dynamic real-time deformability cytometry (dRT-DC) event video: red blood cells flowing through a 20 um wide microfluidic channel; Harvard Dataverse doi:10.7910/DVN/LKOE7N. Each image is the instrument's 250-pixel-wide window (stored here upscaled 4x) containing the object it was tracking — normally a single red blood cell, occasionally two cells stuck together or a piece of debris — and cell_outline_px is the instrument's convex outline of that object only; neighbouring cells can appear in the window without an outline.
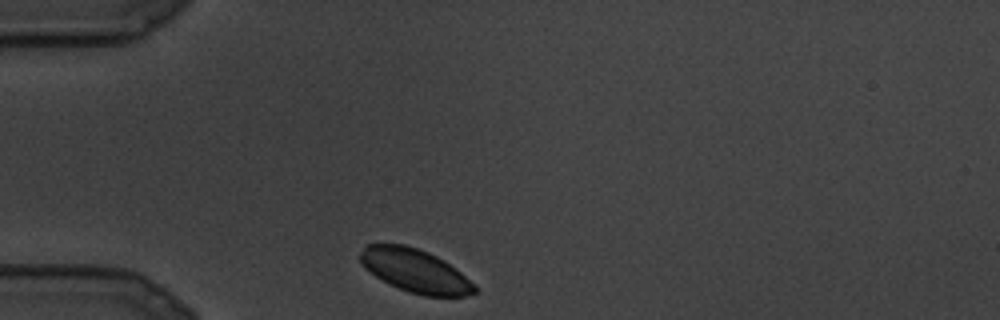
{"species": "common noctule bat (a hibernating species)", "species_latin": "Nyctalus noctula", "temperature_condition": "cold", "stored_images_in_passage": 2, "camera_frame_rate_fps": 3000, "um_per_image_px": 0.085, "animal": {"sex": "male", "body_mass_g": 19.5, "forearm_length_mm": 54.6}, "frame": {"image": 1, "passage_image": 1, "time_ms": 0.0, "image_size_px": [1000, 320], "cell_outline_px": [[480, 292], [464, 296], [424, 296], [408, 292], [376, 276], [360, 264], [356, 256], [364, 244], [404, 244], [428, 252], [444, 260], [456, 268], [476, 284]], "centroid_in_image_um": [35.3, 23.0], "position_along_channel_um": 49.7, "area_um2": 29.25}}